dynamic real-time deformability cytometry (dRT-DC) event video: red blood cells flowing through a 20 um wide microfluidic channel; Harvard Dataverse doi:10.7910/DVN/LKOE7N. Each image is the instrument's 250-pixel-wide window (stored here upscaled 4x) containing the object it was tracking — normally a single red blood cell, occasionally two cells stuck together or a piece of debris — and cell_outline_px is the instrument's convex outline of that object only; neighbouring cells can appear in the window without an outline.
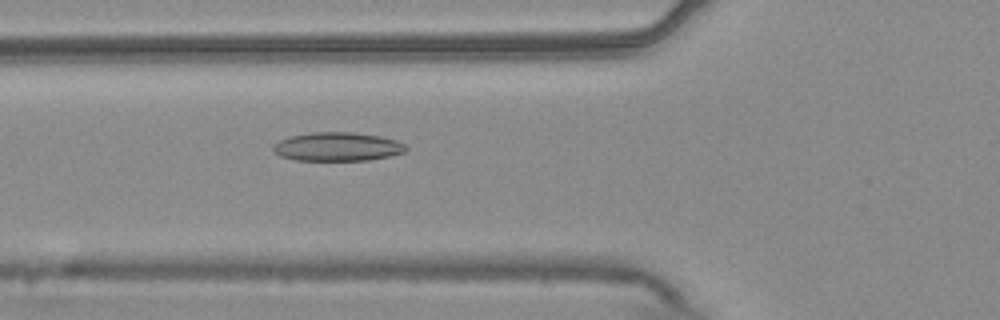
{"species": "common noctule bat (a hibernating species)", "species_latin": "Nyctalus noctula", "temperature_condition": "warm", "stored_images_in_passage": 40, "camera_frame_rate_fps": 3000, "um_per_image_px": 0.085, "animal": {"sex": "male", "body_mass_g": 20.4}, "frame": {"image": 1, "passage_image": 6, "time_ms": 1.667, "image_size_px": [1000, 320], "cell_outline_px": [[408, 148], [404, 152], [392, 156], [368, 160], [296, 160], [280, 156], [272, 148], [272, 144], [288, 136], [308, 132], [352, 132], [380, 136], [396, 140], [404, 144]], "centroid_in_image_um": [28.67, 12.46], "position_along_channel_um": 97.1, "area_um2": 22.37}}
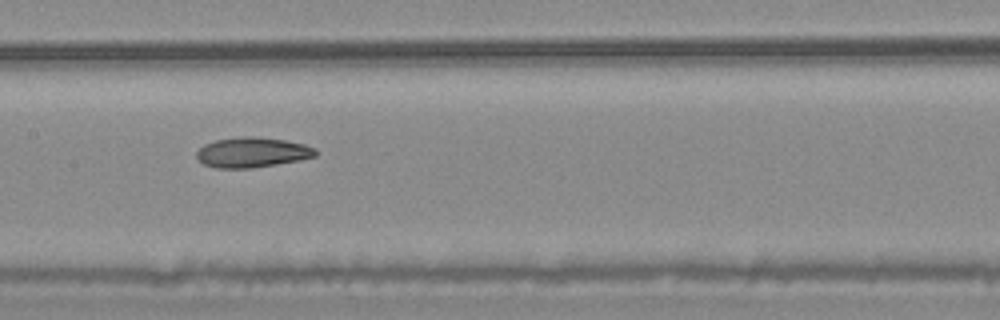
{"frame": {"image": 2, "passage_image": 13, "time_ms": 4.0, "image_size_px": [1000, 320], "cell_outline_px": [[316, 156], [300, 160], [252, 168], [216, 168], [204, 164], [196, 156], [196, 152], [204, 144], [216, 140], [240, 136], [252, 136], [284, 140], [304, 144], [316, 148]], "centroid_in_image_um": [21.43, 12.95], "position_along_channel_um": 186.0, "area_um2": 20.81}}
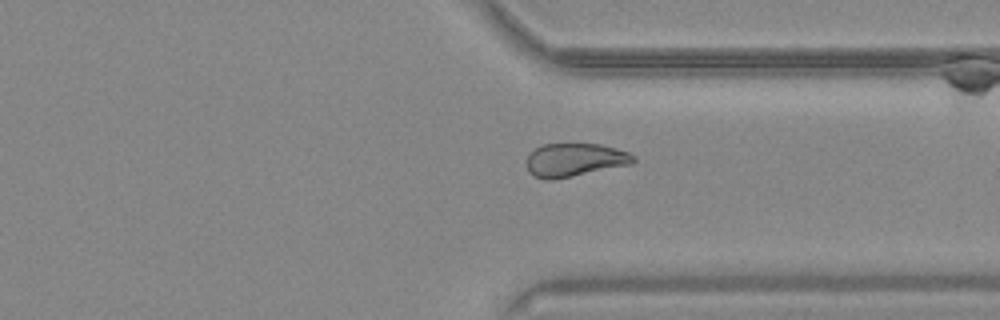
{"frame": {"image": 3, "passage_image": 27, "time_ms": 8.667, "image_size_px": [1000, 320], "cell_outline_px": [[636, 160], [632, 164], [552, 180], [548, 180], [536, 176], [528, 172], [528, 156], [536, 148], [544, 144], [600, 144], [616, 148], [628, 152], [636, 156]], "centroid_in_image_um": [48.9, 13.59], "position_along_channel_um": 362.5, "area_um2": 20.52}, "authors_computed_cell_mechanics": {"area_um2": 21.386, "velocity_mm_per_s": 3.7787, "shape_relaxation_time_tau1_ms": null, "shape_relaxation_time_tau2_ms": 5.0556, "deformation_change_tau1": null, "deformation_change_tau2": 0.1123}}